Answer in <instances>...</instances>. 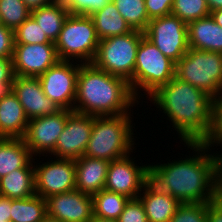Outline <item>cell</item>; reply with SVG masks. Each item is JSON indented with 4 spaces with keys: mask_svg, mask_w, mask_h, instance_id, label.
I'll list each match as a JSON object with an SVG mask.
<instances>
[{
    "mask_svg": "<svg viewBox=\"0 0 222 222\" xmlns=\"http://www.w3.org/2000/svg\"><path fill=\"white\" fill-rule=\"evenodd\" d=\"M207 222H222V205L217 200L207 203Z\"/></svg>",
    "mask_w": 222,
    "mask_h": 222,
    "instance_id": "39",
    "label": "cell"
},
{
    "mask_svg": "<svg viewBox=\"0 0 222 222\" xmlns=\"http://www.w3.org/2000/svg\"><path fill=\"white\" fill-rule=\"evenodd\" d=\"M132 30L144 32L149 24L145 0H112Z\"/></svg>",
    "mask_w": 222,
    "mask_h": 222,
    "instance_id": "28",
    "label": "cell"
},
{
    "mask_svg": "<svg viewBox=\"0 0 222 222\" xmlns=\"http://www.w3.org/2000/svg\"><path fill=\"white\" fill-rule=\"evenodd\" d=\"M39 165L35 164V192L46 199L49 196L76 189L74 159L56 158ZM36 165V166H35Z\"/></svg>",
    "mask_w": 222,
    "mask_h": 222,
    "instance_id": "11",
    "label": "cell"
},
{
    "mask_svg": "<svg viewBox=\"0 0 222 222\" xmlns=\"http://www.w3.org/2000/svg\"><path fill=\"white\" fill-rule=\"evenodd\" d=\"M29 119L12 92L0 101V138H23Z\"/></svg>",
    "mask_w": 222,
    "mask_h": 222,
    "instance_id": "21",
    "label": "cell"
},
{
    "mask_svg": "<svg viewBox=\"0 0 222 222\" xmlns=\"http://www.w3.org/2000/svg\"><path fill=\"white\" fill-rule=\"evenodd\" d=\"M131 116H93V128L84 156L111 162L133 153L136 139L132 136Z\"/></svg>",
    "mask_w": 222,
    "mask_h": 222,
    "instance_id": "4",
    "label": "cell"
},
{
    "mask_svg": "<svg viewBox=\"0 0 222 222\" xmlns=\"http://www.w3.org/2000/svg\"><path fill=\"white\" fill-rule=\"evenodd\" d=\"M40 222H60L58 219L46 215Z\"/></svg>",
    "mask_w": 222,
    "mask_h": 222,
    "instance_id": "47",
    "label": "cell"
},
{
    "mask_svg": "<svg viewBox=\"0 0 222 222\" xmlns=\"http://www.w3.org/2000/svg\"><path fill=\"white\" fill-rule=\"evenodd\" d=\"M100 40L113 36L125 35L132 31L110 0L102 9L90 15Z\"/></svg>",
    "mask_w": 222,
    "mask_h": 222,
    "instance_id": "24",
    "label": "cell"
},
{
    "mask_svg": "<svg viewBox=\"0 0 222 222\" xmlns=\"http://www.w3.org/2000/svg\"><path fill=\"white\" fill-rule=\"evenodd\" d=\"M183 143H201L211 124L212 97L174 76L149 96Z\"/></svg>",
    "mask_w": 222,
    "mask_h": 222,
    "instance_id": "2",
    "label": "cell"
},
{
    "mask_svg": "<svg viewBox=\"0 0 222 222\" xmlns=\"http://www.w3.org/2000/svg\"><path fill=\"white\" fill-rule=\"evenodd\" d=\"M216 200L222 205V191H218Z\"/></svg>",
    "mask_w": 222,
    "mask_h": 222,
    "instance_id": "48",
    "label": "cell"
},
{
    "mask_svg": "<svg viewBox=\"0 0 222 222\" xmlns=\"http://www.w3.org/2000/svg\"><path fill=\"white\" fill-rule=\"evenodd\" d=\"M80 65L60 60L38 77L44 94L61 109L74 111Z\"/></svg>",
    "mask_w": 222,
    "mask_h": 222,
    "instance_id": "10",
    "label": "cell"
},
{
    "mask_svg": "<svg viewBox=\"0 0 222 222\" xmlns=\"http://www.w3.org/2000/svg\"><path fill=\"white\" fill-rule=\"evenodd\" d=\"M35 194L34 168L16 169L0 179V196L22 199Z\"/></svg>",
    "mask_w": 222,
    "mask_h": 222,
    "instance_id": "23",
    "label": "cell"
},
{
    "mask_svg": "<svg viewBox=\"0 0 222 222\" xmlns=\"http://www.w3.org/2000/svg\"><path fill=\"white\" fill-rule=\"evenodd\" d=\"M13 92V85H0V101Z\"/></svg>",
    "mask_w": 222,
    "mask_h": 222,
    "instance_id": "44",
    "label": "cell"
},
{
    "mask_svg": "<svg viewBox=\"0 0 222 222\" xmlns=\"http://www.w3.org/2000/svg\"><path fill=\"white\" fill-rule=\"evenodd\" d=\"M175 69L176 63L143 36L137 49L134 75L128 82L134 97L140 102L141 90L145 96L153 94L175 76Z\"/></svg>",
    "mask_w": 222,
    "mask_h": 222,
    "instance_id": "5",
    "label": "cell"
},
{
    "mask_svg": "<svg viewBox=\"0 0 222 222\" xmlns=\"http://www.w3.org/2000/svg\"><path fill=\"white\" fill-rule=\"evenodd\" d=\"M30 11L40 7L48 6L57 0H22Z\"/></svg>",
    "mask_w": 222,
    "mask_h": 222,
    "instance_id": "41",
    "label": "cell"
},
{
    "mask_svg": "<svg viewBox=\"0 0 222 222\" xmlns=\"http://www.w3.org/2000/svg\"><path fill=\"white\" fill-rule=\"evenodd\" d=\"M118 222H148L144 206L139 198L129 199Z\"/></svg>",
    "mask_w": 222,
    "mask_h": 222,
    "instance_id": "35",
    "label": "cell"
},
{
    "mask_svg": "<svg viewBox=\"0 0 222 222\" xmlns=\"http://www.w3.org/2000/svg\"><path fill=\"white\" fill-rule=\"evenodd\" d=\"M171 14L188 24L210 16V11L206 0H174Z\"/></svg>",
    "mask_w": 222,
    "mask_h": 222,
    "instance_id": "30",
    "label": "cell"
},
{
    "mask_svg": "<svg viewBox=\"0 0 222 222\" xmlns=\"http://www.w3.org/2000/svg\"><path fill=\"white\" fill-rule=\"evenodd\" d=\"M14 50V31L0 25V58H12Z\"/></svg>",
    "mask_w": 222,
    "mask_h": 222,
    "instance_id": "37",
    "label": "cell"
},
{
    "mask_svg": "<svg viewBox=\"0 0 222 222\" xmlns=\"http://www.w3.org/2000/svg\"><path fill=\"white\" fill-rule=\"evenodd\" d=\"M93 215L101 218L117 220L123 212L128 200L125 195L103 189L92 195Z\"/></svg>",
    "mask_w": 222,
    "mask_h": 222,
    "instance_id": "27",
    "label": "cell"
},
{
    "mask_svg": "<svg viewBox=\"0 0 222 222\" xmlns=\"http://www.w3.org/2000/svg\"><path fill=\"white\" fill-rule=\"evenodd\" d=\"M189 48L222 53V27L210 16L187 24Z\"/></svg>",
    "mask_w": 222,
    "mask_h": 222,
    "instance_id": "20",
    "label": "cell"
},
{
    "mask_svg": "<svg viewBox=\"0 0 222 222\" xmlns=\"http://www.w3.org/2000/svg\"><path fill=\"white\" fill-rule=\"evenodd\" d=\"M138 198L141 200L148 222H169L181 204L167 192L158 190L149 181Z\"/></svg>",
    "mask_w": 222,
    "mask_h": 222,
    "instance_id": "19",
    "label": "cell"
},
{
    "mask_svg": "<svg viewBox=\"0 0 222 222\" xmlns=\"http://www.w3.org/2000/svg\"><path fill=\"white\" fill-rule=\"evenodd\" d=\"M14 44H54L30 15L15 31Z\"/></svg>",
    "mask_w": 222,
    "mask_h": 222,
    "instance_id": "31",
    "label": "cell"
},
{
    "mask_svg": "<svg viewBox=\"0 0 222 222\" xmlns=\"http://www.w3.org/2000/svg\"><path fill=\"white\" fill-rule=\"evenodd\" d=\"M93 128V116L72 111L55 149L50 153L55 158L78 159L84 156Z\"/></svg>",
    "mask_w": 222,
    "mask_h": 222,
    "instance_id": "14",
    "label": "cell"
},
{
    "mask_svg": "<svg viewBox=\"0 0 222 222\" xmlns=\"http://www.w3.org/2000/svg\"><path fill=\"white\" fill-rule=\"evenodd\" d=\"M31 16L47 38L55 43L66 18L69 16V11L65 7L64 1L57 0L48 6L31 11Z\"/></svg>",
    "mask_w": 222,
    "mask_h": 222,
    "instance_id": "25",
    "label": "cell"
},
{
    "mask_svg": "<svg viewBox=\"0 0 222 222\" xmlns=\"http://www.w3.org/2000/svg\"><path fill=\"white\" fill-rule=\"evenodd\" d=\"M110 0H64L65 7L72 15L90 16L102 9Z\"/></svg>",
    "mask_w": 222,
    "mask_h": 222,
    "instance_id": "34",
    "label": "cell"
},
{
    "mask_svg": "<svg viewBox=\"0 0 222 222\" xmlns=\"http://www.w3.org/2000/svg\"><path fill=\"white\" fill-rule=\"evenodd\" d=\"M217 98L222 102V88H221L220 93Z\"/></svg>",
    "mask_w": 222,
    "mask_h": 222,
    "instance_id": "49",
    "label": "cell"
},
{
    "mask_svg": "<svg viewBox=\"0 0 222 222\" xmlns=\"http://www.w3.org/2000/svg\"><path fill=\"white\" fill-rule=\"evenodd\" d=\"M11 199L0 196V222H10Z\"/></svg>",
    "mask_w": 222,
    "mask_h": 222,
    "instance_id": "40",
    "label": "cell"
},
{
    "mask_svg": "<svg viewBox=\"0 0 222 222\" xmlns=\"http://www.w3.org/2000/svg\"><path fill=\"white\" fill-rule=\"evenodd\" d=\"M13 93L23 106L28 119L52 115L61 110L45 94L38 77L15 76Z\"/></svg>",
    "mask_w": 222,
    "mask_h": 222,
    "instance_id": "17",
    "label": "cell"
},
{
    "mask_svg": "<svg viewBox=\"0 0 222 222\" xmlns=\"http://www.w3.org/2000/svg\"><path fill=\"white\" fill-rule=\"evenodd\" d=\"M71 112L72 110L61 109L55 114L29 120L22 139L34 157H41V154L48 157L55 149Z\"/></svg>",
    "mask_w": 222,
    "mask_h": 222,
    "instance_id": "12",
    "label": "cell"
},
{
    "mask_svg": "<svg viewBox=\"0 0 222 222\" xmlns=\"http://www.w3.org/2000/svg\"><path fill=\"white\" fill-rule=\"evenodd\" d=\"M219 146L222 147V144ZM216 152L217 153H215V155L217 159V188L218 191H222V153H218V151Z\"/></svg>",
    "mask_w": 222,
    "mask_h": 222,
    "instance_id": "42",
    "label": "cell"
},
{
    "mask_svg": "<svg viewBox=\"0 0 222 222\" xmlns=\"http://www.w3.org/2000/svg\"><path fill=\"white\" fill-rule=\"evenodd\" d=\"M14 78L12 58H0V85H13Z\"/></svg>",
    "mask_w": 222,
    "mask_h": 222,
    "instance_id": "38",
    "label": "cell"
},
{
    "mask_svg": "<svg viewBox=\"0 0 222 222\" xmlns=\"http://www.w3.org/2000/svg\"><path fill=\"white\" fill-rule=\"evenodd\" d=\"M99 42L90 16L69 14L54 44L61 61L85 64L93 62Z\"/></svg>",
    "mask_w": 222,
    "mask_h": 222,
    "instance_id": "6",
    "label": "cell"
},
{
    "mask_svg": "<svg viewBox=\"0 0 222 222\" xmlns=\"http://www.w3.org/2000/svg\"><path fill=\"white\" fill-rule=\"evenodd\" d=\"M47 215L60 222H89L93 215L92 195L77 189L46 198Z\"/></svg>",
    "mask_w": 222,
    "mask_h": 222,
    "instance_id": "16",
    "label": "cell"
},
{
    "mask_svg": "<svg viewBox=\"0 0 222 222\" xmlns=\"http://www.w3.org/2000/svg\"><path fill=\"white\" fill-rule=\"evenodd\" d=\"M33 155L22 138H0V179L11 171L34 168Z\"/></svg>",
    "mask_w": 222,
    "mask_h": 222,
    "instance_id": "22",
    "label": "cell"
},
{
    "mask_svg": "<svg viewBox=\"0 0 222 222\" xmlns=\"http://www.w3.org/2000/svg\"><path fill=\"white\" fill-rule=\"evenodd\" d=\"M215 22L222 27V9L215 10L210 13Z\"/></svg>",
    "mask_w": 222,
    "mask_h": 222,
    "instance_id": "45",
    "label": "cell"
},
{
    "mask_svg": "<svg viewBox=\"0 0 222 222\" xmlns=\"http://www.w3.org/2000/svg\"><path fill=\"white\" fill-rule=\"evenodd\" d=\"M89 222H118V221L113 220V219L101 218L96 215H92V218L89 220Z\"/></svg>",
    "mask_w": 222,
    "mask_h": 222,
    "instance_id": "46",
    "label": "cell"
},
{
    "mask_svg": "<svg viewBox=\"0 0 222 222\" xmlns=\"http://www.w3.org/2000/svg\"><path fill=\"white\" fill-rule=\"evenodd\" d=\"M130 155L110 162L104 189L135 199L149 180V165L138 166Z\"/></svg>",
    "mask_w": 222,
    "mask_h": 222,
    "instance_id": "13",
    "label": "cell"
},
{
    "mask_svg": "<svg viewBox=\"0 0 222 222\" xmlns=\"http://www.w3.org/2000/svg\"><path fill=\"white\" fill-rule=\"evenodd\" d=\"M144 32L132 30L125 35L100 40L93 64L107 73L129 82L133 75L137 49Z\"/></svg>",
    "mask_w": 222,
    "mask_h": 222,
    "instance_id": "8",
    "label": "cell"
},
{
    "mask_svg": "<svg viewBox=\"0 0 222 222\" xmlns=\"http://www.w3.org/2000/svg\"><path fill=\"white\" fill-rule=\"evenodd\" d=\"M15 76L39 77L60 59L55 44H14Z\"/></svg>",
    "mask_w": 222,
    "mask_h": 222,
    "instance_id": "15",
    "label": "cell"
},
{
    "mask_svg": "<svg viewBox=\"0 0 222 222\" xmlns=\"http://www.w3.org/2000/svg\"><path fill=\"white\" fill-rule=\"evenodd\" d=\"M10 222H40L47 215L46 199L38 195L11 199Z\"/></svg>",
    "mask_w": 222,
    "mask_h": 222,
    "instance_id": "26",
    "label": "cell"
},
{
    "mask_svg": "<svg viewBox=\"0 0 222 222\" xmlns=\"http://www.w3.org/2000/svg\"><path fill=\"white\" fill-rule=\"evenodd\" d=\"M30 15L22 0H0L1 21L6 28L15 31Z\"/></svg>",
    "mask_w": 222,
    "mask_h": 222,
    "instance_id": "29",
    "label": "cell"
},
{
    "mask_svg": "<svg viewBox=\"0 0 222 222\" xmlns=\"http://www.w3.org/2000/svg\"><path fill=\"white\" fill-rule=\"evenodd\" d=\"M136 103L139 104L125 79L111 75L93 63L80 65L75 112L94 117L119 116L131 114Z\"/></svg>",
    "mask_w": 222,
    "mask_h": 222,
    "instance_id": "3",
    "label": "cell"
},
{
    "mask_svg": "<svg viewBox=\"0 0 222 222\" xmlns=\"http://www.w3.org/2000/svg\"><path fill=\"white\" fill-rule=\"evenodd\" d=\"M144 36L175 63L189 49L187 24L172 14L151 19Z\"/></svg>",
    "mask_w": 222,
    "mask_h": 222,
    "instance_id": "9",
    "label": "cell"
},
{
    "mask_svg": "<svg viewBox=\"0 0 222 222\" xmlns=\"http://www.w3.org/2000/svg\"><path fill=\"white\" fill-rule=\"evenodd\" d=\"M206 2L210 13L222 9V0H206Z\"/></svg>",
    "mask_w": 222,
    "mask_h": 222,
    "instance_id": "43",
    "label": "cell"
},
{
    "mask_svg": "<svg viewBox=\"0 0 222 222\" xmlns=\"http://www.w3.org/2000/svg\"><path fill=\"white\" fill-rule=\"evenodd\" d=\"M201 143L210 149L222 144V102L218 98L212 99L210 129Z\"/></svg>",
    "mask_w": 222,
    "mask_h": 222,
    "instance_id": "32",
    "label": "cell"
},
{
    "mask_svg": "<svg viewBox=\"0 0 222 222\" xmlns=\"http://www.w3.org/2000/svg\"><path fill=\"white\" fill-rule=\"evenodd\" d=\"M169 222H207V203H181Z\"/></svg>",
    "mask_w": 222,
    "mask_h": 222,
    "instance_id": "33",
    "label": "cell"
},
{
    "mask_svg": "<svg viewBox=\"0 0 222 222\" xmlns=\"http://www.w3.org/2000/svg\"><path fill=\"white\" fill-rule=\"evenodd\" d=\"M175 76L217 98L222 88V53L189 48L176 63Z\"/></svg>",
    "mask_w": 222,
    "mask_h": 222,
    "instance_id": "7",
    "label": "cell"
},
{
    "mask_svg": "<svg viewBox=\"0 0 222 222\" xmlns=\"http://www.w3.org/2000/svg\"><path fill=\"white\" fill-rule=\"evenodd\" d=\"M184 145L188 147L187 149L195 151V155L174 161L169 160L164 164L148 163V181L180 203L215 201L218 195L215 153L202 143H184Z\"/></svg>",
    "mask_w": 222,
    "mask_h": 222,
    "instance_id": "1",
    "label": "cell"
},
{
    "mask_svg": "<svg viewBox=\"0 0 222 222\" xmlns=\"http://www.w3.org/2000/svg\"><path fill=\"white\" fill-rule=\"evenodd\" d=\"M174 0H145L148 18L155 19L171 14Z\"/></svg>",
    "mask_w": 222,
    "mask_h": 222,
    "instance_id": "36",
    "label": "cell"
},
{
    "mask_svg": "<svg viewBox=\"0 0 222 222\" xmlns=\"http://www.w3.org/2000/svg\"><path fill=\"white\" fill-rule=\"evenodd\" d=\"M110 161L82 156L75 159L76 189L93 195L104 189Z\"/></svg>",
    "mask_w": 222,
    "mask_h": 222,
    "instance_id": "18",
    "label": "cell"
}]
</instances>
